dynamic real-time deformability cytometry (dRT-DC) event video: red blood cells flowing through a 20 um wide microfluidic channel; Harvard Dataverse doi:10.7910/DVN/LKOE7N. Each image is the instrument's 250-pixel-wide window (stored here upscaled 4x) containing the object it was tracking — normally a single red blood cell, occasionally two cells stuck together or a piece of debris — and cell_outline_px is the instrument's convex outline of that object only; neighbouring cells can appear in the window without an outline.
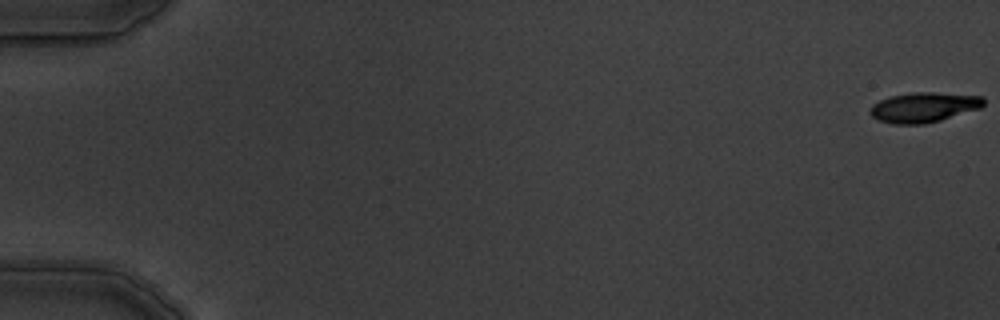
{"species": "common noctule bat (a hibernating species)", "species_latin": "Nyctalus noctula", "temperature_condition": "warm", "stored_images_in_passage": 4, "camera_frame_rate_fps": 3000, "um_per_image_px": 0.085, "animal": {"sex": "male", "body_mass_g": 19.5, "forearm_length_mm": 54.6}, "frame": {"image": 1, "passage_image": 1, "time_ms": 0.0, "image_size_px": [1000, 320], "cell_outline_px": [[984, 104], [980, 108], [940, 120], [924, 124], [892, 124], [880, 120], [872, 116], [872, 104], [880, 100], [892, 96], [912, 92], [932, 92], [984, 96]], "centroid_in_image_um": [78.55, 9.11], "position_along_channel_um": 6.4, "area_um2": 19.59}}